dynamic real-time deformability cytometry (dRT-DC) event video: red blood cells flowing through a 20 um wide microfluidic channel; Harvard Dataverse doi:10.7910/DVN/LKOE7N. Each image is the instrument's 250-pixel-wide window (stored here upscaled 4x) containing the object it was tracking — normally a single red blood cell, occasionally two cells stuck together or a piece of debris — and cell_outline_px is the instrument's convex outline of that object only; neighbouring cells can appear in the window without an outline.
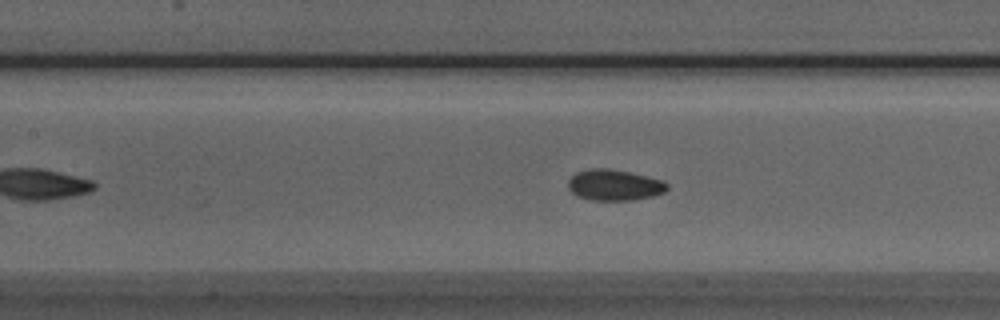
{"species": "Egyptian fruit bat (a non-hibernating species)", "species_latin": "Rousettus aegyptiacus", "temperature_condition": "room temperature", "stored_images_in_passage": 25, "camera_frame_rate_fps": 3000, "um_per_image_px": 0.085, "animal": {"sex": "male"}, "frame": {"image": 1, "passage_image": 17, "time_ms": 5.333, "image_size_px": [1000, 320], "cell_outline_px": [[668, 188], [664, 192], [652, 196], [632, 200], [592, 200], [576, 196], [568, 188], [568, 180], [576, 172], [592, 168], [608, 168], [648, 176], [664, 180], [668, 184]], "centroid_in_image_um": [52.22, 15.72], "position_along_channel_um": 155.2, "area_um2": 17.92}}
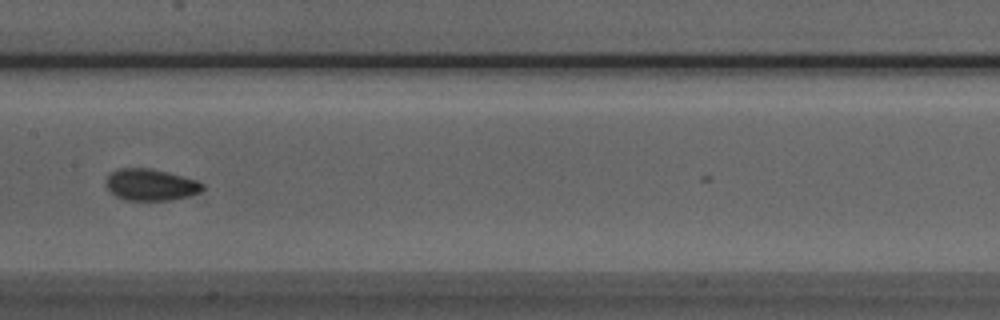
{"frame": {"image": 2, "passage_image": 20, "time_ms": 6.333, "image_size_px": [1000, 320], "cell_outline_px": [[204, 188], [200, 192], [188, 196], [172, 200], [124, 200], [116, 196], [104, 184], [108, 176], [112, 172], [120, 168], [148, 168], [168, 172], [196, 180], [204, 184]], "centroid_in_image_um": [12.81, 15.71], "position_along_channel_um": 194.6, "area_um2": 17.74}}
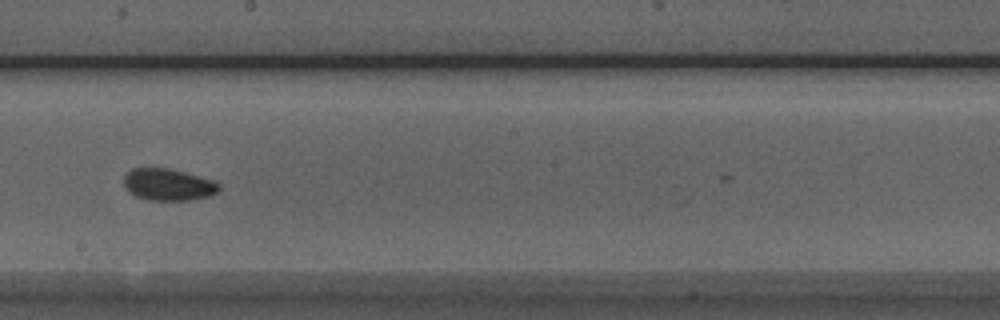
{"frame": {"image": 3, "passage_image": 23, "time_ms": 7.333, "image_size_px": [1000, 320], "cell_outline_px": [[220, 188], [216, 192], [208, 196], [188, 200], [148, 200], [136, 196], [128, 192], [124, 184], [124, 176], [132, 168], [168, 168], [216, 180], [220, 184]], "centroid_in_image_um": [14.3, 15.69], "position_along_channel_um": 233.9, "area_um2": 17.69}}